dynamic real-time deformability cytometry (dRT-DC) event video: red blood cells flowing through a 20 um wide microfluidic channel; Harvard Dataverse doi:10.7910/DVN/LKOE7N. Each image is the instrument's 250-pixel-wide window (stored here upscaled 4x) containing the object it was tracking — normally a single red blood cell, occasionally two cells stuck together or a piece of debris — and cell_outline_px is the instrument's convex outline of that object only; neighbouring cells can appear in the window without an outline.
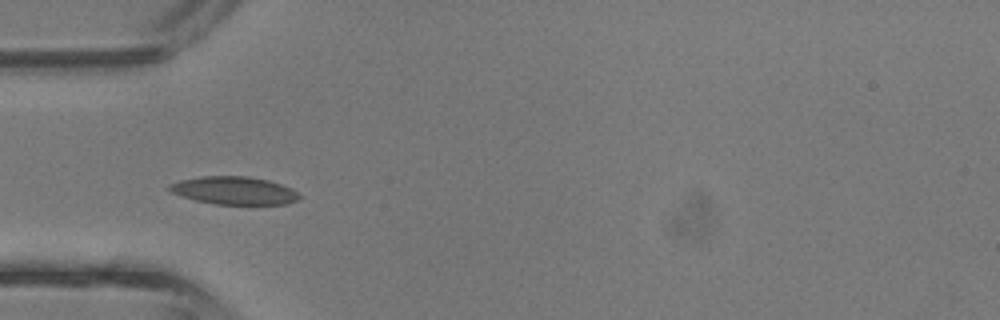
{"species": "common noctule bat (a hibernating species)", "species_latin": "Nyctalus noctula", "temperature_condition": "room temperature", "stored_images_in_passage": 26, "camera_frame_rate_fps": 3000, "um_per_image_px": 0.085, "animal": {"sex": "male", "body_mass_g": 13.3}, "frame": {"image": 1, "passage_image": 2, "time_ms": 0.333, "image_size_px": [1000, 320], "cell_outline_px": [[300, 200], [288, 204], [212, 204], [196, 200], [172, 192], [168, 188], [168, 184], [180, 180], [200, 176], [248, 176], [268, 180], [292, 188], [300, 196]], "centroid_in_image_um": [19.92, 16.19], "position_along_channel_um": 65.1, "area_um2": 21.1}}
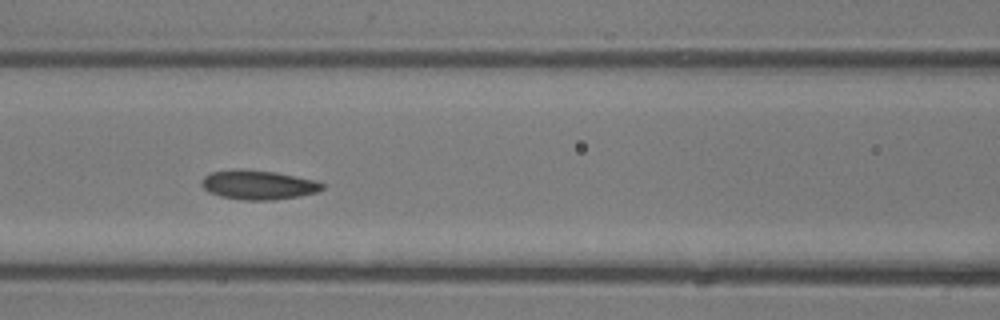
{"frame": {"image": 2, "passage_image": 7, "time_ms": 2.0, "image_size_px": [1000, 320], "cell_outline_px": [[324, 188], [316, 192], [300, 196], [272, 200], [244, 200], [220, 196], [208, 192], [200, 184], [200, 180], [204, 176], [212, 172], [236, 168], [240, 168], [276, 172], [316, 180], [324, 184]], "centroid_in_image_um": [21.93, 15.7], "position_along_channel_um": 144.7, "area_um2": 20.81}}
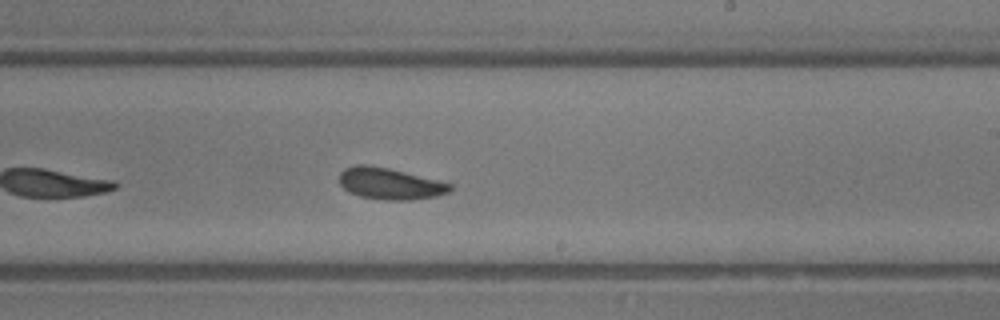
{"frame": {"image": 3, "passage_image": 14, "time_ms": 4.333, "image_size_px": [1000, 320], "cell_outline_px": [[452, 188], [448, 192], [436, 196], [412, 200], [384, 200], [360, 196], [348, 192], [340, 184], [340, 172], [344, 168], [356, 164], [368, 164], [388, 168], [452, 184]], "centroid_in_image_um": [33.1, 15.61], "position_along_channel_um": 255.9, "area_um2": 20.23}, "authors_computed_cell_mechanics": {"area_um2": 20.23, "velocity_mm_per_s": 4.8112, "shape_relaxation_time_tau1_ms": 5.2736, "shape_relaxation_time_tau2_ms": 7.3775, "deformation_change_tau1": 0.1273, "deformation_change_tau2": 0.1463}}